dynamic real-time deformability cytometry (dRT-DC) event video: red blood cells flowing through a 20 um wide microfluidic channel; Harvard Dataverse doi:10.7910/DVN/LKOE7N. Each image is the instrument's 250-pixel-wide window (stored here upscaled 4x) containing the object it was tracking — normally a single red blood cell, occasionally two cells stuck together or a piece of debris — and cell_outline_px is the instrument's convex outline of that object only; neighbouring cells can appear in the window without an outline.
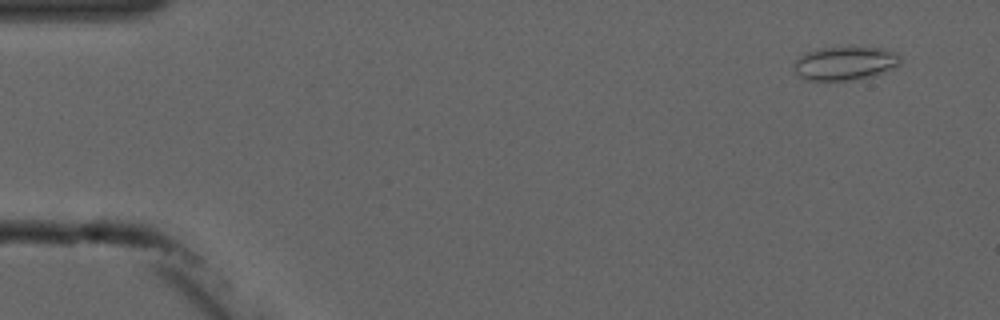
{"species": "common noctule bat (a hibernating species)", "species_latin": "Nyctalus noctula", "temperature_condition": "cold", "stored_images_in_passage": 5, "camera_frame_rate_fps": 3000, "um_per_image_px": 0.085, "animal": {"sex": "male", "forearm_length_mm": 52.5}, "frame": {"image": 1, "passage_image": 1, "time_ms": 0.0, "image_size_px": [1000, 320], "cell_outline_px": [[900, 64], [872, 76], [848, 80], [808, 80], [800, 76], [796, 72], [792, 64], [800, 56], [808, 52], [820, 48], [884, 48], [900, 52]], "centroid_in_image_um": [71.84, 5.37], "position_along_channel_um": 13.2, "area_um2": 20.52}}